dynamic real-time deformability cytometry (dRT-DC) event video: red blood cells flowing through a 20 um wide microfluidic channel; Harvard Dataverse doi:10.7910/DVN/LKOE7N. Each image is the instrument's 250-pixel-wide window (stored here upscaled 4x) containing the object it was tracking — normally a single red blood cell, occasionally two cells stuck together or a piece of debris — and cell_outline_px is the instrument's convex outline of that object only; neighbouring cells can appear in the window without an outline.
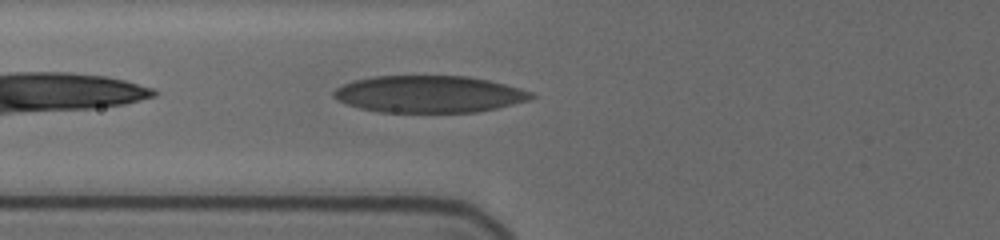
{"species": "human", "species_latin": "Homo sapiens", "temperature_condition": "cold", "stored_images_in_passage": 13, "camera_frame_rate_fps": 3000, "um_per_image_px": 0.085, "donor": {"sex": "female"}, "frame": {"image": 1, "passage_image": 9, "time_ms": 5.0, "image_size_px": [1000, 240], "cell_outline_px": [[536, 96], [528, 100], [496, 108], [476, 112], [380, 112], [360, 108], [348, 104], [332, 96], [332, 92], [336, 88], [344, 84], [356, 80], [376, 76], [468, 76], [488, 80], [520, 88], [532, 92]], "centroid_in_image_um": [36.48, 8.0], "position_along_channel_um": 89.3, "area_um2": 42.25}}
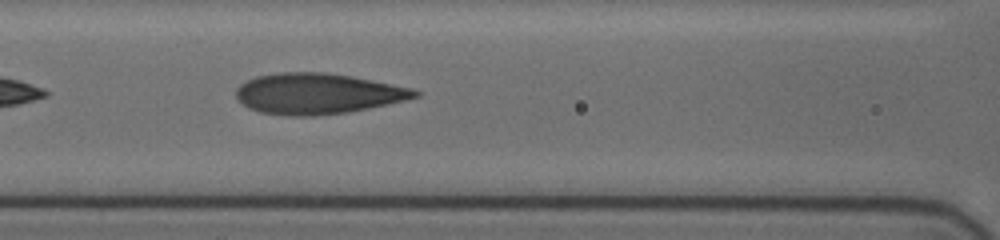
{"frame": {"image": 2, "passage_image": 11, "time_ms": 6.333, "image_size_px": [1000, 240], "cell_outline_px": [[420, 96], [404, 100], [368, 108], [348, 112], [312, 116], [288, 116], [260, 112], [248, 108], [236, 96], [236, 88], [240, 84], [256, 76], [280, 72], [324, 72], [352, 76], [412, 88], [420, 92]], "centroid_in_image_um": [26.98, 7.96], "position_along_channel_um": 139.6, "area_um2": 42.31}}
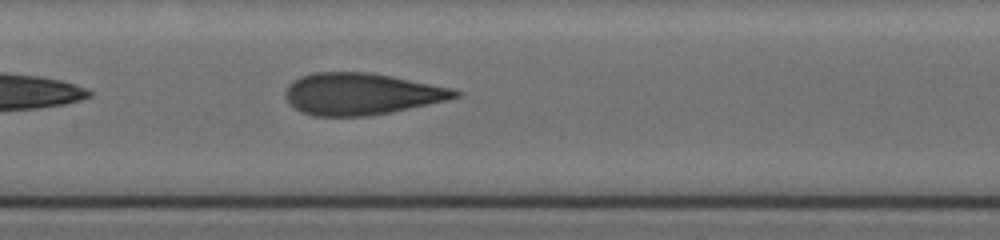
{"frame": {"image": 3, "passage_image": 13, "time_ms": 7.333, "image_size_px": [1000, 240], "cell_outline_px": [[464, 92], [460, 96], [448, 100], [388, 112], [364, 116], [312, 116], [300, 112], [284, 96], [284, 92], [288, 84], [292, 80], [300, 76], [312, 72], [372, 72], [452, 88]], "centroid_in_image_um": [30.69, 7.97], "position_along_channel_um": 176.7, "area_um2": 41.33}}